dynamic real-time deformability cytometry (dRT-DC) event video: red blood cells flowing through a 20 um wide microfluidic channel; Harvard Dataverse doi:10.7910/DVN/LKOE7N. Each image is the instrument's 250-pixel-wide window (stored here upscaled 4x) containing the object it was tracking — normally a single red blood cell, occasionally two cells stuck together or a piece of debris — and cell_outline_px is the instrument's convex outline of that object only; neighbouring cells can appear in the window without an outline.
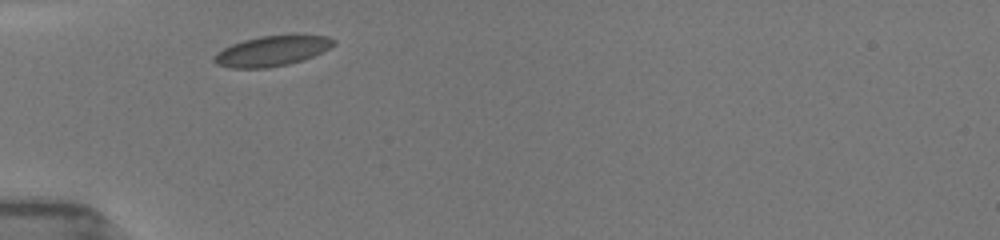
{"species": "common noctule bat (a hibernating species)", "species_latin": "Nyctalus noctula", "temperature_condition": "room temperature", "stored_images_in_passage": 2, "camera_frame_rate_fps": 3000, "um_per_image_px": 0.085, "animal": {"sex": "female", "body_mass_g": 19.5, "forearm_length_mm": 54.1}, "frame": {"image": 1, "passage_image": 1, "time_ms": 0.0, "image_size_px": [1000, 240], "cell_outline_px": [[336, 44], [312, 56], [288, 64], [268, 68], [232, 68], [216, 64], [212, 60], [212, 56], [216, 52], [232, 44], [244, 40], [260, 36], [296, 32], [328, 36], [336, 40]], "centroid_in_image_um": [23.14, 4.28], "position_along_channel_um": 61.9, "area_um2": 21.68}}